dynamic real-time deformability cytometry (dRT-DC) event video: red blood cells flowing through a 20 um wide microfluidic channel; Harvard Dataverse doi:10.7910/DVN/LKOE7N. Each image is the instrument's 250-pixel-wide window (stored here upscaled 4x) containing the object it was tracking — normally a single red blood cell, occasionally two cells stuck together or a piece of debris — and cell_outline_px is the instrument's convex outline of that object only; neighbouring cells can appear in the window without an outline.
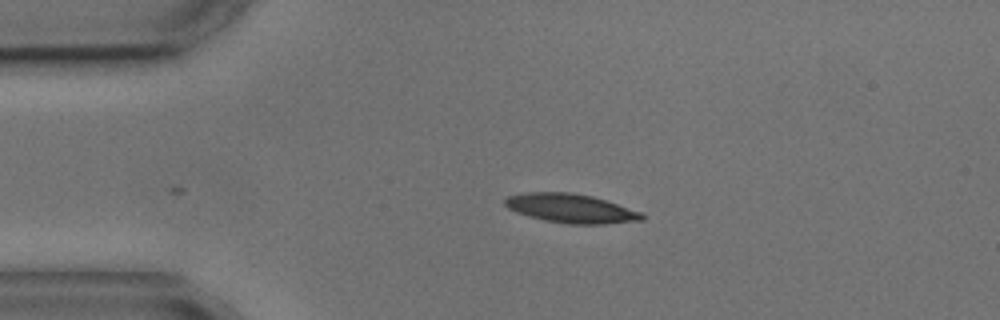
{"species": "common noctule bat (a hibernating species)", "species_latin": "Nyctalus noctula", "temperature_condition": "cold", "stored_images_in_passage": 3, "camera_frame_rate_fps": 3000, "um_per_image_px": 0.085, "animal": {"sex": "male", "body_mass_g": 17.9, "forearm_length_mm": 54.2}, "frame": {"image": 1, "passage_image": 2, "time_ms": 2.0, "image_size_px": [1000, 320], "cell_outline_px": [[648, 216], [644, 220], [604, 224], [568, 224], [544, 220], [528, 216], [516, 212], [508, 208], [504, 204], [504, 200], [508, 196], [520, 192], [572, 192], [592, 196], [644, 212]], "centroid_in_image_um": [48.56, 17.71], "position_along_channel_um": 36.4, "area_um2": 23.52}}